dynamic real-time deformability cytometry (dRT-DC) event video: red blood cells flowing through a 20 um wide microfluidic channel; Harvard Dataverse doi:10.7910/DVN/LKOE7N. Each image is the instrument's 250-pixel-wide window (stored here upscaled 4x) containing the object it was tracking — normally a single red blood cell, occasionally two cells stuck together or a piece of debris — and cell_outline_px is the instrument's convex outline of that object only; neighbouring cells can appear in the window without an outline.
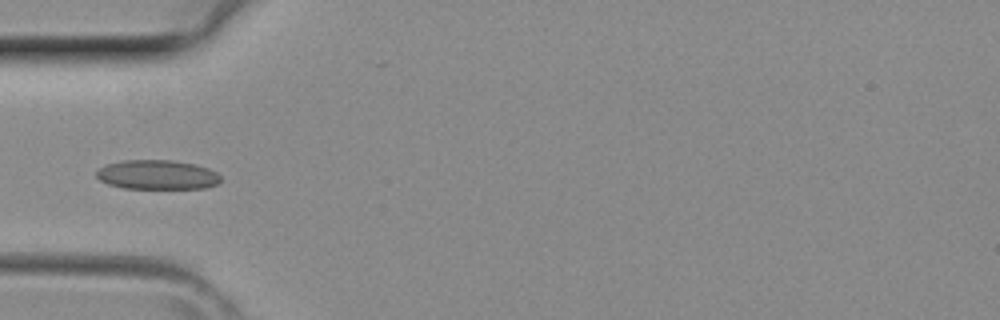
{"species": "common noctule bat (a hibernating species)", "species_latin": "Nyctalus noctula", "temperature_condition": "room temperature", "stored_images_in_passage": 3, "camera_frame_rate_fps": 3000, "um_per_image_px": 0.085, "animal": {"sex": "female", "body_mass_g": 29.2, "forearm_length_mm": 56.3}, "frame": {"image": 1, "passage_image": 3, "time_ms": 0.667, "image_size_px": [1000, 320], "cell_outline_px": [[220, 180], [216, 184], [204, 188], [124, 188], [108, 184], [100, 180], [96, 176], [96, 172], [104, 164], [124, 160], [172, 160], [196, 164], [208, 168], [216, 172], [220, 176]], "centroid_in_image_um": [13.34, 14.84], "position_along_channel_um": 71.7, "area_um2": 21.27}}